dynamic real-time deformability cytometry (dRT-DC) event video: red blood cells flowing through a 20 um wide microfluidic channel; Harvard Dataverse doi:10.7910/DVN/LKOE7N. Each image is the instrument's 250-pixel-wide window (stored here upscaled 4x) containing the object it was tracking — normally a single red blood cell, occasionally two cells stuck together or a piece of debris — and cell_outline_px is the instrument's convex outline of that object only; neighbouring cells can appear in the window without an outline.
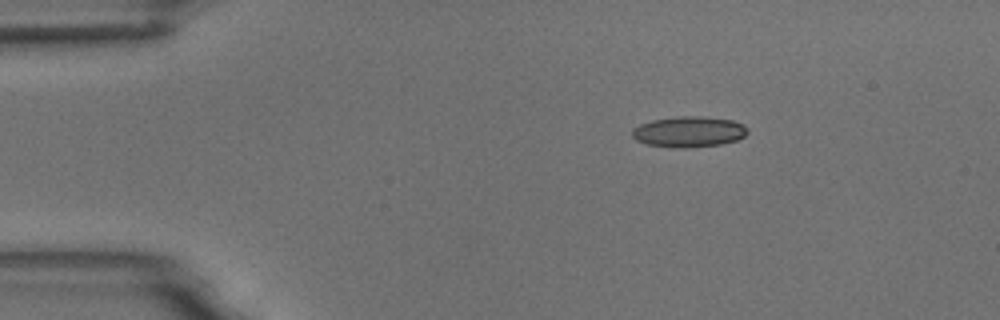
{"species": "common noctule bat (a hibernating species)", "species_latin": "Nyctalus noctula", "temperature_condition": "room temperature", "stored_images_in_passage": 3, "camera_frame_rate_fps": 3000, "um_per_image_px": 0.085, "animal": {"sex": "male", "body_mass_g": 18.8}, "frame": {"image": 1, "passage_image": 1, "time_ms": 0.0, "image_size_px": [1000, 320], "cell_outline_px": [[748, 132], [744, 136], [736, 140], [720, 144], [688, 148], [680, 148], [648, 144], [636, 140], [632, 136], [632, 128], [640, 124], [652, 120], [680, 116], [700, 116], [732, 120], [744, 124], [748, 128]], "centroid_in_image_um": [58.56, 11.19], "position_along_channel_um": 26.4, "area_um2": 20.63}}